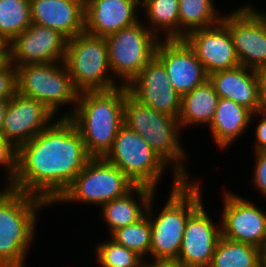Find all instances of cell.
Returning a JSON list of instances; mask_svg holds the SVG:
<instances>
[{
  "label": "cell",
  "mask_w": 266,
  "mask_h": 267,
  "mask_svg": "<svg viewBox=\"0 0 266 267\" xmlns=\"http://www.w3.org/2000/svg\"><path fill=\"white\" fill-rule=\"evenodd\" d=\"M91 158L75 124L69 118L55 119L18 148L10 187L52 205Z\"/></svg>",
  "instance_id": "1"
},
{
  "label": "cell",
  "mask_w": 266,
  "mask_h": 267,
  "mask_svg": "<svg viewBox=\"0 0 266 267\" xmlns=\"http://www.w3.org/2000/svg\"><path fill=\"white\" fill-rule=\"evenodd\" d=\"M126 85L106 91L78 94L77 105L69 119L75 124L91 157H104L124 125Z\"/></svg>",
  "instance_id": "2"
},
{
  "label": "cell",
  "mask_w": 266,
  "mask_h": 267,
  "mask_svg": "<svg viewBox=\"0 0 266 267\" xmlns=\"http://www.w3.org/2000/svg\"><path fill=\"white\" fill-rule=\"evenodd\" d=\"M200 185L199 179L183 180L171 188L169 198L158 215L153 214L156 195L150 199L146 215L151 224V262L177 260L188 217L203 203Z\"/></svg>",
  "instance_id": "3"
},
{
  "label": "cell",
  "mask_w": 266,
  "mask_h": 267,
  "mask_svg": "<svg viewBox=\"0 0 266 267\" xmlns=\"http://www.w3.org/2000/svg\"><path fill=\"white\" fill-rule=\"evenodd\" d=\"M123 121L127 128L139 134L171 166L168 168H173L172 188L183 180H192L186 171L185 159L188 156L180 142L181 128L177 118L144 105L128 92Z\"/></svg>",
  "instance_id": "4"
},
{
  "label": "cell",
  "mask_w": 266,
  "mask_h": 267,
  "mask_svg": "<svg viewBox=\"0 0 266 267\" xmlns=\"http://www.w3.org/2000/svg\"><path fill=\"white\" fill-rule=\"evenodd\" d=\"M0 191V267H25L35 241L37 212L50 204L10 186Z\"/></svg>",
  "instance_id": "5"
},
{
  "label": "cell",
  "mask_w": 266,
  "mask_h": 267,
  "mask_svg": "<svg viewBox=\"0 0 266 267\" xmlns=\"http://www.w3.org/2000/svg\"><path fill=\"white\" fill-rule=\"evenodd\" d=\"M64 63L79 93L106 91L122 85L110 73L106 37L83 32L69 38Z\"/></svg>",
  "instance_id": "6"
},
{
  "label": "cell",
  "mask_w": 266,
  "mask_h": 267,
  "mask_svg": "<svg viewBox=\"0 0 266 267\" xmlns=\"http://www.w3.org/2000/svg\"><path fill=\"white\" fill-rule=\"evenodd\" d=\"M16 82L18 93L39 100L55 116L64 105L73 104V109L70 108L72 111L64 113L61 118H69L74 112L79 92L73 85L64 61L18 66Z\"/></svg>",
  "instance_id": "7"
},
{
  "label": "cell",
  "mask_w": 266,
  "mask_h": 267,
  "mask_svg": "<svg viewBox=\"0 0 266 267\" xmlns=\"http://www.w3.org/2000/svg\"><path fill=\"white\" fill-rule=\"evenodd\" d=\"M135 186L118 167L103 157H92L53 204L80 202L101 207L124 196Z\"/></svg>",
  "instance_id": "8"
},
{
  "label": "cell",
  "mask_w": 266,
  "mask_h": 267,
  "mask_svg": "<svg viewBox=\"0 0 266 267\" xmlns=\"http://www.w3.org/2000/svg\"><path fill=\"white\" fill-rule=\"evenodd\" d=\"M118 167L133 183L157 190L169 166L136 132L123 125L111 149L103 157Z\"/></svg>",
  "instance_id": "9"
},
{
  "label": "cell",
  "mask_w": 266,
  "mask_h": 267,
  "mask_svg": "<svg viewBox=\"0 0 266 267\" xmlns=\"http://www.w3.org/2000/svg\"><path fill=\"white\" fill-rule=\"evenodd\" d=\"M143 22L106 37L111 74L128 85L155 56L160 39ZM122 80V81H121Z\"/></svg>",
  "instance_id": "10"
},
{
  "label": "cell",
  "mask_w": 266,
  "mask_h": 267,
  "mask_svg": "<svg viewBox=\"0 0 266 267\" xmlns=\"http://www.w3.org/2000/svg\"><path fill=\"white\" fill-rule=\"evenodd\" d=\"M243 5L221 21L229 28L240 65L257 70L266 65V13Z\"/></svg>",
  "instance_id": "11"
},
{
  "label": "cell",
  "mask_w": 266,
  "mask_h": 267,
  "mask_svg": "<svg viewBox=\"0 0 266 267\" xmlns=\"http://www.w3.org/2000/svg\"><path fill=\"white\" fill-rule=\"evenodd\" d=\"M222 201L221 236L263 250L266 246V212L255 202L232 191H224Z\"/></svg>",
  "instance_id": "12"
},
{
  "label": "cell",
  "mask_w": 266,
  "mask_h": 267,
  "mask_svg": "<svg viewBox=\"0 0 266 267\" xmlns=\"http://www.w3.org/2000/svg\"><path fill=\"white\" fill-rule=\"evenodd\" d=\"M67 41L58 30L32 23L9 43L10 62L18 67L64 61Z\"/></svg>",
  "instance_id": "13"
},
{
  "label": "cell",
  "mask_w": 266,
  "mask_h": 267,
  "mask_svg": "<svg viewBox=\"0 0 266 267\" xmlns=\"http://www.w3.org/2000/svg\"><path fill=\"white\" fill-rule=\"evenodd\" d=\"M155 56L162 62L171 85L181 96L209 79L194 50L184 39H160Z\"/></svg>",
  "instance_id": "14"
},
{
  "label": "cell",
  "mask_w": 266,
  "mask_h": 267,
  "mask_svg": "<svg viewBox=\"0 0 266 267\" xmlns=\"http://www.w3.org/2000/svg\"><path fill=\"white\" fill-rule=\"evenodd\" d=\"M127 88L129 93L144 105L178 119L181 95L171 85L162 62L156 56Z\"/></svg>",
  "instance_id": "15"
},
{
  "label": "cell",
  "mask_w": 266,
  "mask_h": 267,
  "mask_svg": "<svg viewBox=\"0 0 266 267\" xmlns=\"http://www.w3.org/2000/svg\"><path fill=\"white\" fill-rule=\"evenodd\" d=\"M55 117L39 100L16 92L8 100L1 133L18 149L47 128Z\"/></svg>",
  "instance_id": "16"
},
{
  "label": "cell",
  "mask_w": 266,
  "mask_h": 267,
  "mask_svg": "<svg viewBox=\"0 0 266 267\" xmlns=\"http://www.w3.org/2000/svg\"><path fill=\"white\" fill-rule=\"evenodd\" d=\"M204 202L188 217L182 245L175 262L182 267H210L221 225L214 223Z\"/></svg>",
  "instance_id": "17"
},
{
  "label": "cell",
  "mask_w": 266,
  "mask_h": 267,
  "mask_svg": "<svg viewBox=\"0 0 266 267\" xmlns=\"http://www.w3.org/2000/svg\"><path fill=\"white\" fill-rule=\"evenodd\" d=\"M194 50L208 75L240 65L229 28L218 24L194 30L183 38Z\"/></svg>",
  "instance_id": "18"
},
{
  "label": "cell",
  "mask_w": 266,
  "mask_h": 267,
  "mask_svg": "<svg viewBox=\"0 0 266 267\" xmlns=\"http://www.w3.org/2000/svg\"><path fill=\"white\" fill-rule=\"evenodd\" d=\"M140 0H85L84 32L107 37L139 21Z\"/></svg>",
  "instance_id": "19"
},
{
  "label": "cell",
  "mask_w": 266,
  "mask_h": 267,
  "mask_svg": "<svg viewBox=\"0 0 266 267\" xmlns=\"http://www.w3.org/2000/svg\"><path fill=\"white\" fill-rule=\"evenodd\" d=\"M32 23L72 38L84 32L85 0H30Z\"/></svg>",
  "instance_id": "20"
},
{
  "label": "cell",
  "mask_w": 266,
  "mask_h": 267,
  "mask_svg": "<svg viewBox=\"0 0 266 267\" xmlns=\"http://www.w3.org/2000/svg\"><path fill=\"white\" fill-rule=\"evenodd\" d=\"M209 81L219 98L230 99L252 113L262 110L256 70L239 65L210 74Z\"/></svg>",
  "instance_id": "21"
},
{
  "label": "cell",
  "mask_w": 266,
  "mask_h": 267,
  "mask_svg": "<svg viewBox=\"0 0 266 267\" xmlns=\"http://www.w3.org/2000/svg\"><path fill=\"white\" fill-rule=\"evenodd\" d=\"M154 194H156L155 189L136 185L124 196L103 204L101 206V216L110 230V235L115 230L134 224L142 219L146 215L149 201Z\"/></svg>",
  "instance_id": "22"
},
{
  "label": "cell",
  "mask_w": 266,
  "mask_h": 267,
  "mask_svg": "<svg viewBox=\"0 0 266 267\" xmlns=\"http://www.w3.org/2000/svg\"><path fill=\"white\" fill-rule=\"evenodd\" d=\"M251 116L252 112L246 107L230 99L219 98L214 118L208 127L218 149L222 151L240 139L249 125L254 123Z\"/></svg>",
  "instance_id": "23"
},
{
  "label": "cell",
  "mask_w": 266,
  "mask_h": 267,
  "mask_svg": "<svg viewBox=\"0 0 266 267\" xmlns=\"http://www.w3.org/2000/svg\"><path fill=\"white\" fill-rule=\"evenodd\" d=\"M219 96L209 79L181 96V111L178 117L180 128L187 126H208L218 107Z\"/></svg>",
  "instance_id": "24"
},
{
  "label": "cell",
  "mask_w": 266,
  "mask_h": 267,
  "mask_svg": "<svg viewBox=\"0 0 266 267\" xmlns=\"http://www.w3.org/2000/svg\"><path fill=\"white\" fill-rule=\"evenodd\" d=\"M140 7L159 39H179V0H140Z\"/></svg>",
  "instance_id": "25"
},
{
  "label": "cell",
  "mask_w": 266,
  "mask_h": 267,
  "mask_svg": "<svg viewBox=\"0 0 266 267\" xmlns=\"http://www.w3.org/2000/svg\"><path fill=\"white\" fill-rule=\"evenodd\" d=\"M210 267H262V249L221 236Z\"/></svg>",
  "instance_id": "26"
},
{
  "label": "cell",
  "mask_w": 266,
  "mask_h": 267,
  "mask_svg": "<svg viewBox=\"0 0 266 267\" xmlns=\"http://www.w3.org/2000/svg\"><path fill=\"white\" fill-rule=\"evenodd\" d=\"M213 0H179V39L188 33L218 24L219 14Z\"/></svg>",
  "instance_id": "27"
},
{
  "label": "cell",
  "mask_w": 266,
  "mask_h": 267,
  "mask_svg": "<svg viewBox=\"0 0 266 267\" xmlns=\"http://www.w3.org/2000/svg\"><path fill=\"white\" fill-rule=\"evenodd\" d=\"M32 24L30 0H0V35L9 43Z\"/></svg>",
  "instance_id": "28"
},
{
  "label": "cell",
  "mask_w": 266,
  "mask_h": 267,
  "mask_svg": "<svg viewBox=\"0 0 266 267\" xmlns=\"http://www.w3.org/2000/svg\"><path fill=\"white\" fill-rule=\"evenodd\" d=\"M109 236L116 243L136 252L144 260L150 257L151 224L147 215L134 224L115 230Z\"/></svg>",
  "instance_id": "29"
},
{
  "label": "cell",
  "mask_w": 266,
  "mask_h": 267,
  "mask_svg": "<svg viewBox=\"0 0 266 267\" xmlns=\"http://www.w3.org/2000/svg\"><path fill=\"white\" fill-rule=\"evenodd\" d=\"M107 241V242H106ZM96 246V262L99 267H144V260L136 252L116 243L110 237Z\"/></svg>",
  "instance_id": "30"
},
{
  "label": "cell",
  "mask_w": 266,
  "mask_h": 267,
  "mask_svg": "<svg viewBox=\"0 0 266 267\" xmlns=\"http://www.w3.org/2000/svg\"><path fill=\"white\" fill-rule=\"evenodd\" d=\"M17 155L18 149L0 133V166L5 169L6 186H11L16 178Z\"/></svg>",
  "instance_id": "31"
},
{
  "label": "cell",
  "mask_w": 266,
  "mask_h": 267,
  "mask_svg": "<svg viewBox=\"0 0 266 267\" xmlns=\"http://www.w3.org/2000/svg\"><path fill=\"white\" fill-rule=\"evenodd\" d=\"M16 92V67L10 63L0 71V100H9Z\"/></svg>",
  "instance_id": "32"
},
{
  "label": "cell",
  "mask_w": 266,
  "mask_h": 267,
  "mask_svg": "<svg viewBox=\"0 0 266 267\" xmlns=\"http://www.w3.org/2000/svg\"><path fill=\"white\" fill-rule=\"evenodd\" d=\"M252 183L261 196L266 198V150L255 152Z\"/></svg>",
  "instance_id": "33"
},
{
  "label": "cell",
  "mask_w": 266,
  "mask_h": 267,
  "mask_svg": "<svg viewBox=\"0 0 266 267\" xmlns=\"http://www.w3.org/2000/svg\"><path fill=\"white\" fill-rule=\"evenodd\" d=\"M259 116H261L262 118L259 119V122L255 128V140H257L254 142L255 152L266 150V109L252 113L251 120L255 119L254 117H256L258 120Z\"/></svg>",
  "instance_id": "34"
},
{
  "label": "cell",
  "mask_w": 266,
  "mask_h": 267,
  "mask_svg": "<svg viewBox=\"0 0 266 267\" xmlns=\"http://www.w3.org/2000/svg\"><path fill=\"white\" fill-rule=\"evenodd\" d=\"M259 99L262 109H266V65L258 68Z\"/></svg>",
  "instance_id": "35"
},
{
  "label": "cell",
  "mask_w": 266,
  "mask_h": 267,
  "mask_svg": "<svg viewBox=\"0 0 266 267\" xmlns=\"http://www.w3.org/2000/svg\"><path fill=\"white\" fill-rule=\"evenodd\" d=\"M144 267H182V266L175 261H165V262H145Z\"/></svg>",
  "instance_id": "36"
},
{
  "label": "cell",
  "mask_w": 266,
  "mask_h": 267,
  "mask_svg": "<svg viewBox=\"0 0 266 267\" xmlns=\"http://www.w3.org/2000/svg\"><path fill=\"white\" fill-rule=\"evenodd\" d=\"M10 51H0V71L10 64Z\"/></svg>",
  "instance_id": "37"
},
{
  "label": "cell",
  "mask_w": 266,
  "mask_h": 267,
  "mask_svg": "<svg viewBox=\"0 0 266 267\" xmlns=\"http://www.w3.org/2000/svg\"><path fill=\"white\" fill-rule=\"evenodd\" d=\"M8 100H0V133L2 131Z\"/></svg>",
  "instance_id": "38"
},
{
  "label": "cell",
  "mask_w": 266,
  "mask_h": 267,
  "mask_svg": "<svg viewBox=\"0 0 266 267\" xmlns=\"http://www.w3.org/2000/svg\"><path fill=\"white\" fill-rule=\"evenodd\" d=\"M0 51H10L9 42L0 35Z\"/></svg>",
  "instance_id": "39"
},
{
  "label": "cell",
  "mask_w": 266,
  "mask_h": 267,
  "mask_svg": "<svg viewBox=\"0 0 266 267\" xmlns=\"http://www.w3.org/2000/svg\"><path fill=\"white\" fill-rule=\"evenodd\" d=\"M262 267H266V246L262 250Z\"/></svg>",
  "instance_id": "40"
}]
</instances>
